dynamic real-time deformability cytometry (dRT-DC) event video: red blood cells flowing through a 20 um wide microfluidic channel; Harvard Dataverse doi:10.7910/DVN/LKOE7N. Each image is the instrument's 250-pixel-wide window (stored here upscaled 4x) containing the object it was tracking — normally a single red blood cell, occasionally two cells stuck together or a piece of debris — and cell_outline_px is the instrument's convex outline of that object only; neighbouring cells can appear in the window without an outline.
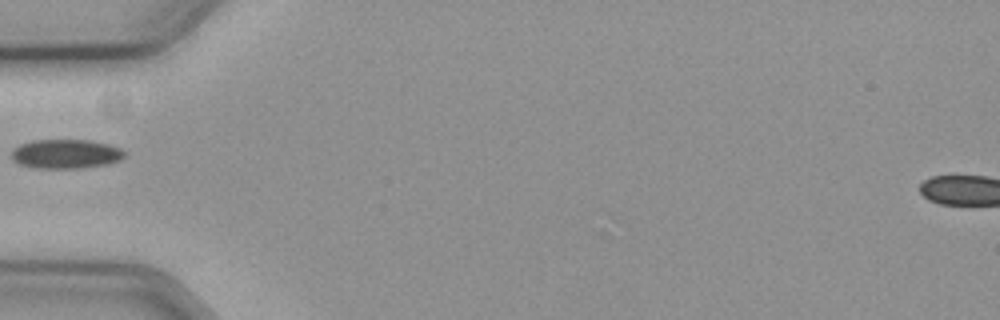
{"species": "common noctule bat (a hibernating species)", "species_latin": "Nyctalus noctula", "temperature_condition": "cold", "stored_images_in_passage": 17, "camera_frame_rate_fps": 3000, "um_per_image_px": 0.085, "animal": {"sex": "female", "body_mass_g": 19.3, "forearm_length_mm": 54.1}, "frame": {"image": 1, "passage_image": 1, "time_ms": 0.0, "image_size_px": [1000, 320], "cell_outline_px": [[124, 156], [120, 160], [108, 164], [84, 168], [36, 168], [20, 164], [12, 160], [12, 148], [20, 144], [32, 140], [88, 140], [108, 144], [120, 148], [124, 152]], "centroid_in_image_um": [5.57, 13.08], "position_along_channel_um": 79.4, "area_um2": 19.31}}